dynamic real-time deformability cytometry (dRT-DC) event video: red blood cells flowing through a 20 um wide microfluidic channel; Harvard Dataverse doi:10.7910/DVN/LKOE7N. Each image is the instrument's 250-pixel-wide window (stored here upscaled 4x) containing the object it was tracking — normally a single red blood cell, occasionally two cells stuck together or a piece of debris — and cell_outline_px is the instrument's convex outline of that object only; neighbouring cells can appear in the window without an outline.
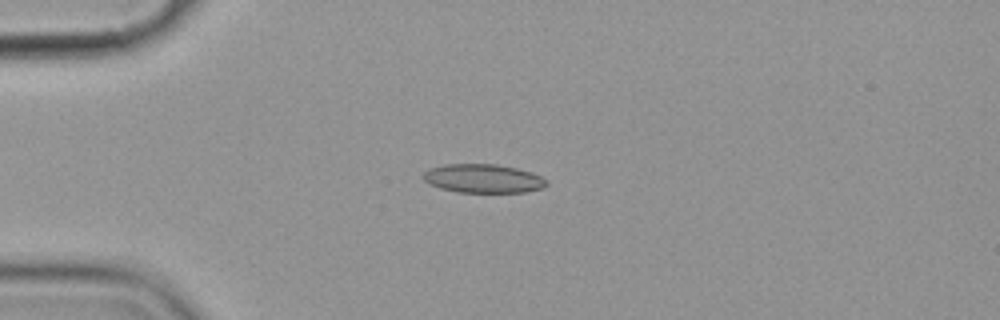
{"species": "common noctule bat (a hibernating species)", "species_latin": "Nyctalus noctula", "temperature_condition": "cold", "stored_images_in_passage": 5, "camera_frame_rate_fps": 3000, "um_per_image_px": 0.085, "animal": {"sex": "female", "body_mass_g": 19.9}, "frame": {"image": 1, "passage_image": 2, "time_ms": 1.0, "image_size_px": [1000, 320], "cell_outline_px": [[548, 184], [540, 188], [524, 192], [456, 192], [440, 188], [428, 184], [420, 176], [428, 168], [444, 164], [496, 164], [516, 168], [532, 172], [548, 180]], "centroid_in_image_um": [41.02, 15.17], "position_along_channel_um": 44.0, "area_um2": 20.81}}